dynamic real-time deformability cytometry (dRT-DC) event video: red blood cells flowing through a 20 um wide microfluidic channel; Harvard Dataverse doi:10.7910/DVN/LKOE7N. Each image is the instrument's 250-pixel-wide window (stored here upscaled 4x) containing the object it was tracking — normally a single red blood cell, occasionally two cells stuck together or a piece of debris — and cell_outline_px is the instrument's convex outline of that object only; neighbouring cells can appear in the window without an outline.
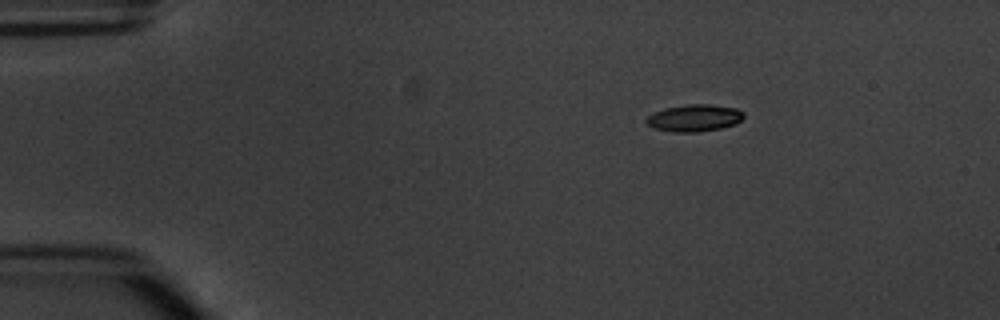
{"species": "common noctule bat (a hibernating species)", "species_latin": "Nyctalus noctula", "temperature_condition": "warm", "stored_images_in_passage": 3, "camera_frame_rate_fps": 3000, "um_per_image_px": 0.085, "animal": {"sex": "male", "body_mass_g": 20.1, "forearm_length_mm": 53.5}, "frame": {"image": 1, "passage_image": 1, "time_ms": 0.0, "image_size_px": [1000, 320], "cell_outline_px": [[744, 116], [736, 124], [720, 128], [700, 132], [672, 132], [656, 128], [648, 124], [644, 120], [648, 116], [664, 108], [684, 104], [712, 104], [736, 108], [744, 112]], "centroid_in_image_um": [59.04, 10.02], "position_along_channel_um": 26.0, "area_um2": 15.37}}